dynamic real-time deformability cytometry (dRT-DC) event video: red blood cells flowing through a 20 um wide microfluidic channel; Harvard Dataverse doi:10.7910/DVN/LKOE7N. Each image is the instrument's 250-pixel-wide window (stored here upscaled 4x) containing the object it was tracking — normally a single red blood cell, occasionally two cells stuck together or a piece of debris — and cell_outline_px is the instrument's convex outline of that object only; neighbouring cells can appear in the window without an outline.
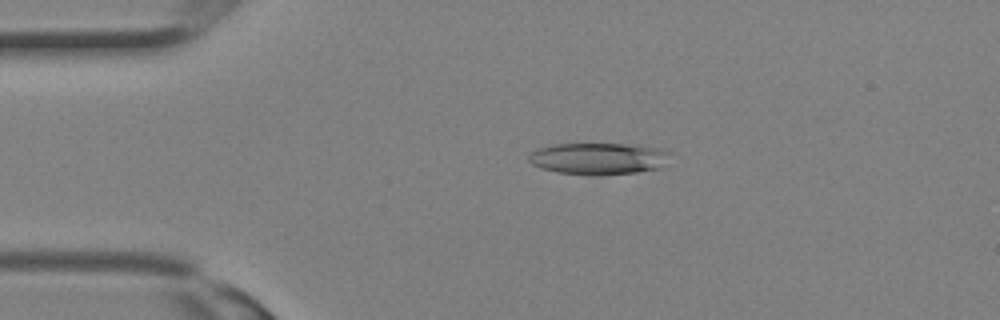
{"species": "Egyptian fruit bat (a non-hibernating species)", "species_latin": "Rousettus aegyptiacus", "temperature_condition": "room temperature", "stored_images_in_passage": 26, "camera_frame_rate_fps": 3000, "um_per_image_px": 0.085, "animal": {"sex": "female"}, "frame": {"image": 1, "passage_image": 4, "time_ms": 1.0, "image_size_px": [1000, 320], "cell_outline_px": [[668, 152], [664, 168], [636, 172], [600, 176], [588, 176], [556, 172], [540, 168], [532, 164], [528, 160], [528, 156], [536, 148], [548, 144], [636, 144], [656, 148]], "centroid_in_image_um": [50.82, 13.49], "position_along_channel_um": 34.2, "area_um2": 26.59}}
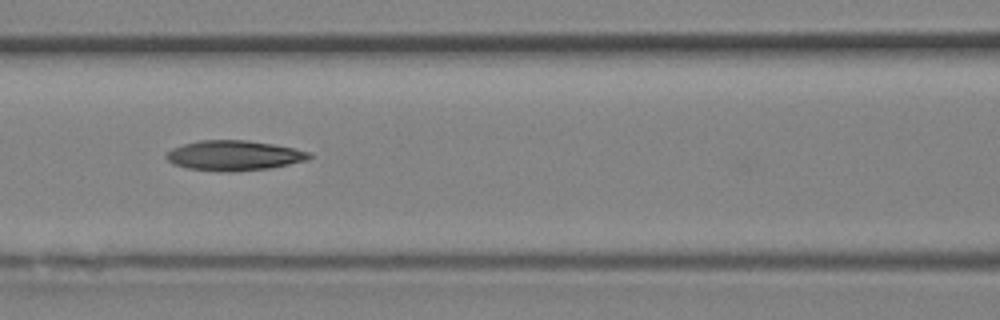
{"frame": {"image": 2, "passage_image": 11, "time_ms": 3.333, "image_size_px": [1000, 320], "cell_outline_px": [[312, 156], [308, 160], [268, 168], [220, 172], [188, 168], [172, 164], [164, 156], [172, 148], [184, 144], [200, 140], [248, 140], [296, 148], [308, 152]], "centroid_in_image_um": [19.87, 13.21], "position_along_channel_um": 146.7, "area_um2": 24.85}}
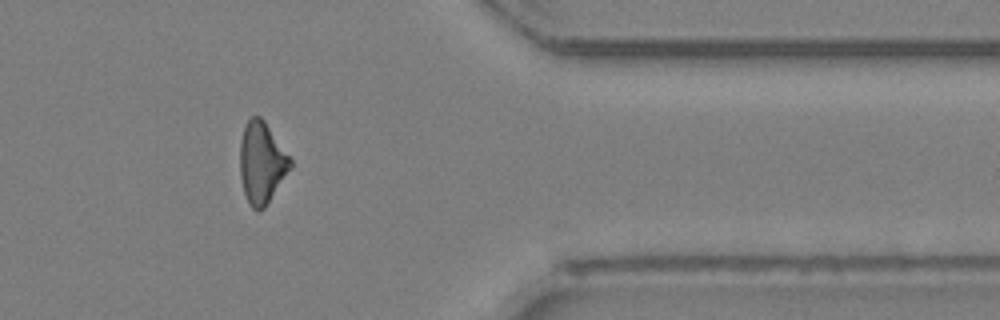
{"frame": {"image": 3, "passage_image": 23, "time_ms": 7.333, "image_size_px": [1000, 320], "cell_outline_px": [[292, 168], [264, 208], [256, 212], [248, 204], [244, 192], [240, 176], [240, 144], [244, 128], [248, 120], [252, 116], [260, 116], [264, 120], [292, 160]], "centroid_in_image_um": [22.24, 13.86], "position_along_channel_um": 389.2, "area_um2": 23.87}}